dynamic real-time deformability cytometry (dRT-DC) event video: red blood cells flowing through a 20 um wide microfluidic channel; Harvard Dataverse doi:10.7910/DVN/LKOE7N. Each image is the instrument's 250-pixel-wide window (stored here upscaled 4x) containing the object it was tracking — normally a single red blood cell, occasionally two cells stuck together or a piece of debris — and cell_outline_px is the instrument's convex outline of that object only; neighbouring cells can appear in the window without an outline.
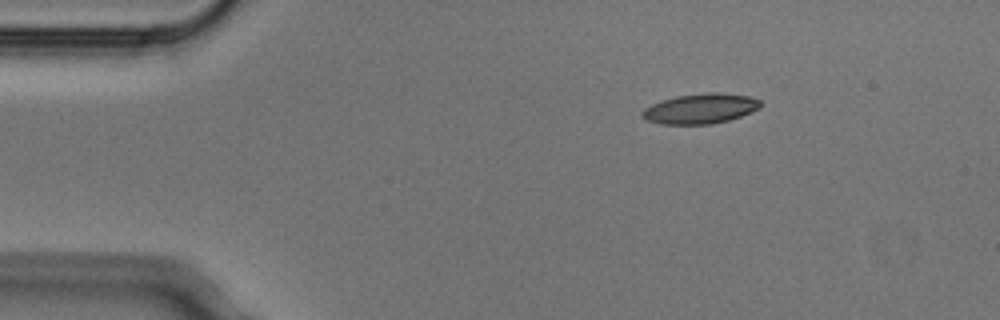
{"species": "Egyptian fruit bat (a non-hibernating species)", "species_latin": "Rousettus aegyptiacus", "temperature_condition": "cold", "stored_images_in_passage": 3, "camera_frame_rate_fps": 3000, "um_per_image_px": 0.085, "animal": {"sex": "male"}, "frame": {"image": 1, "passage_image": 1, "time_ms": 0.0, "image_size_px": [1000, 320], "cell_outline_px": [[760, 108], [752, 112], [728, 120], [712, 124], [660, 124], [644, 120], [640, 116], [640, 112], [644, 108], [652, 104], [676, 96], [704, 92], [720, 92], [748, 96], [760, 100]], "centroid_in_image_um": [59.5, 9.23], "position_along_channel_um": 25.5, "area_um2": 20.87}}
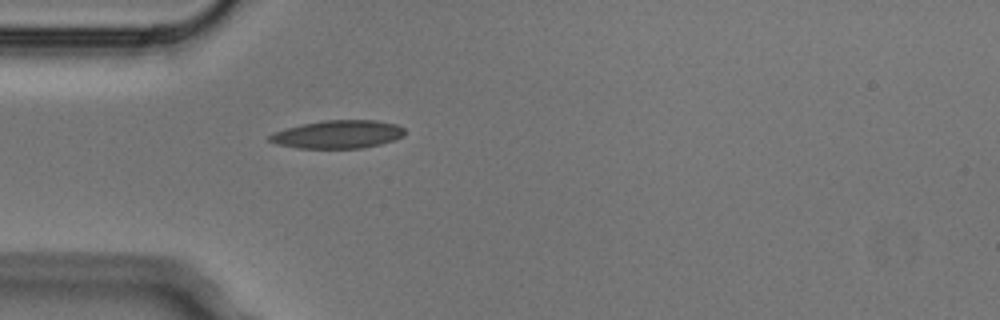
{"frame": {"image": 2, "passage_image": 3, "time_ms": 0.667, "image_size_px": [1000, 320], "cell_outline_px": [[404, 136], [380, 144], [364, 148], [296, 148], [276, 144], [268, 140], [268, 136], [272, 132], [304, 124], [324, 120], [376, 120], [396, 124], [404, 128]], "centroid_in_image_um": [28.71, 11.42], "position_along_channel_um": 56.3, "area_um2": 22.08}}